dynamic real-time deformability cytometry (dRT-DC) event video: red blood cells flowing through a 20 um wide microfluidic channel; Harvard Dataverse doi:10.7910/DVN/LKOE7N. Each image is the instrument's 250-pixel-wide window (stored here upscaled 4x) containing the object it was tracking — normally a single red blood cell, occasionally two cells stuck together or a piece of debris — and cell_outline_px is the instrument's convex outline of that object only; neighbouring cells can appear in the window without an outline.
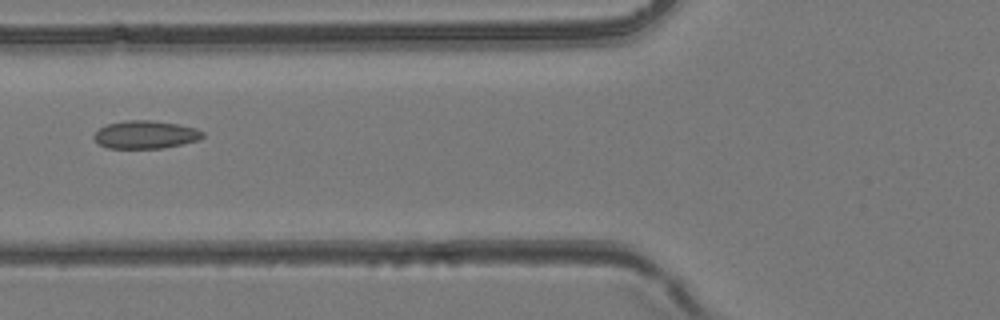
{"species": "common noctule bat (a hibernating species)", "species_latin": "Nyctalus noctula", "temperature_condition": "room temperature", "stored_images_in_passage": 38, "camera_frame_rate_fps": 3000, "um_per_image_px": 0.085, "animal": {"sex": "female", "body_mass_g": 24.6, "forearm_length_mm": 56.2}, "frame": {"image": 1, "passage_image": 13, "time_ms": 4.0, "image_size_px": [1000, 320], "cell_outline_px": [[204, 136], [200, 140], [164, 148], [108, 148], [100, 144], [92, 136], [100, 128], [108, 124], [128, 120], [152, 120], [176, 124], [196, 128], [204, 132]], "centroid_in_image_um": [12.4, 11.45], "position_along_channel_um": 113.4, "area_um2": 17.63}}
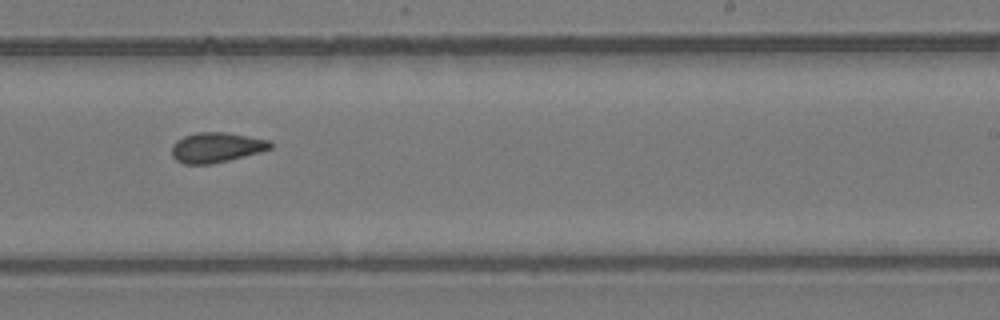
{"frame": {"image": 2, "passage_image": 23, "time_ms": 7.333, "image_size_px": [1000, 320], "cell_outline_px": [[272, 148], [260, 152], [212, 164], [184, 164], [176, 160], [172, 156], [172, 144], [176, 140], [184, 136], [196, 132], [224, 132], [248, 136], [268, 140], [272, 144]], "centroid_in_image_um": [18.36, 12.53], "position_along_channel_um": 270.6, "area_um2": 17.22}}
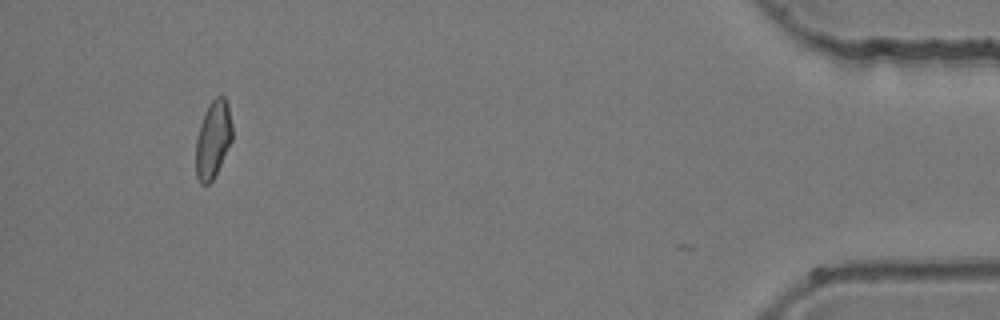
{"frame": {"image": 3, "passage_image": 37, "time_ms": 12.0, "image_size_px": [1000, 320], "cell_outline_px": [[232, 140], [212, 180], [208, 184], [200, 184], [196, 176], [196, 140], [200, 124], [204, 112], [208, 104], [216, 96], [224, 96], [228, 104], [232, 124]], "centroid_in_image_um": [18.1, 11.82], "position_along_channel_um": 417.1, "area_um2": 16.36}}